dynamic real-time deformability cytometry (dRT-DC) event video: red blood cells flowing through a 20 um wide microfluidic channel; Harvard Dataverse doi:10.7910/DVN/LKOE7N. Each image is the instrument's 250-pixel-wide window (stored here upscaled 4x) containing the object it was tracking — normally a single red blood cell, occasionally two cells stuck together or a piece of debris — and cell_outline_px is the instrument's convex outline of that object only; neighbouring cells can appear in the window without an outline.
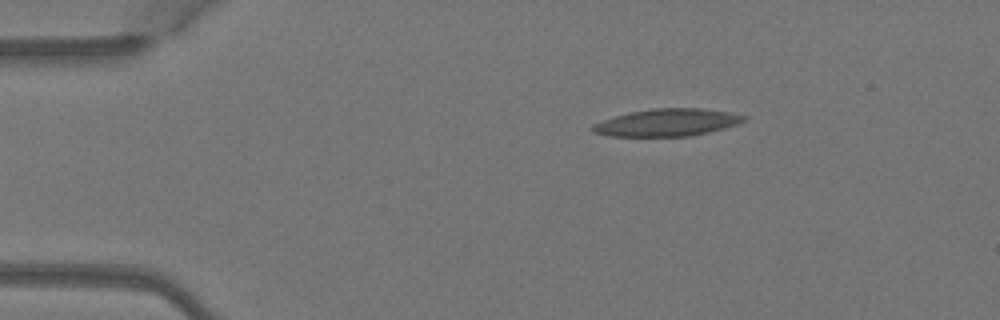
{"species": "Egyptian fruit bat (a non-hibernating species)", "species_latin": "Rousettus aegyptiacus", "temperature_condition": "warm", "stored_images_in_passage": 2, "camera_frame_rate_fps": 3000, "um_per_image_px": 0.085, "animal": {"sex": "female"}, "frame": {"image": 1, "passage_image": 2, "time_ms": 0.333, "image_size_px": [1000, 320], "cell_outline_px": [[748, 120], [724, 128], [708, 132], [688, 136], [608, 136], [592, 132], [592, 124], [616, 116], [632, 112], [656, 108], [700, 108], [728, 112], [748, 116]], "centroid_in_image_um": [56.73, 10.41], "position_along_channel_um": 28.3, "area_um2": 23.87}}